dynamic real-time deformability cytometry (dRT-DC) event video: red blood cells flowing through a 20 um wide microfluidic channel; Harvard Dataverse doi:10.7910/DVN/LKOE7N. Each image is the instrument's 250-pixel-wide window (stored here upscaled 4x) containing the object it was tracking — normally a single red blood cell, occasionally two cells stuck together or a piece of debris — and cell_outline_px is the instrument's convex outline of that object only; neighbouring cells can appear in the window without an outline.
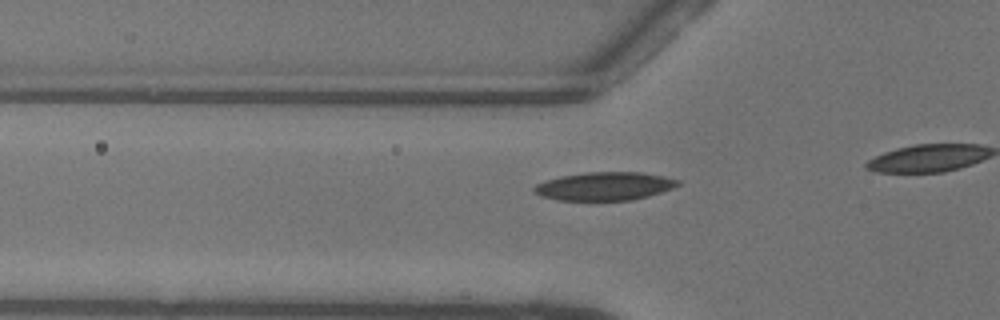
{"species": "common noctule bat (a hibernating species)", "species_latin": "Nyctalus noctula", "temperature_condition": "warm", "stored_images_in_passage": 7, "camera_frame_rate_fps": 3000, "um_per_image_px": 0.085, "animal": {"sex": "female"}, "frame": {"image": 1, "passage_image": 2, "time_ms": 0.333, "image_size_px": [1000, 320], "cell_outline_px": [[680, 184], [672, 188], [648, 196], [632, 200], [556, 200], [540, 196], [532, 192], [532, 188], [536, 184], [560, 176], [588, 172], [640, 172], [664, 176], [680, 180]], "centroid_in_image_um": [51.36, 15.83], "position_along_channel_um": 74.4, "area_um2": 23.7}}
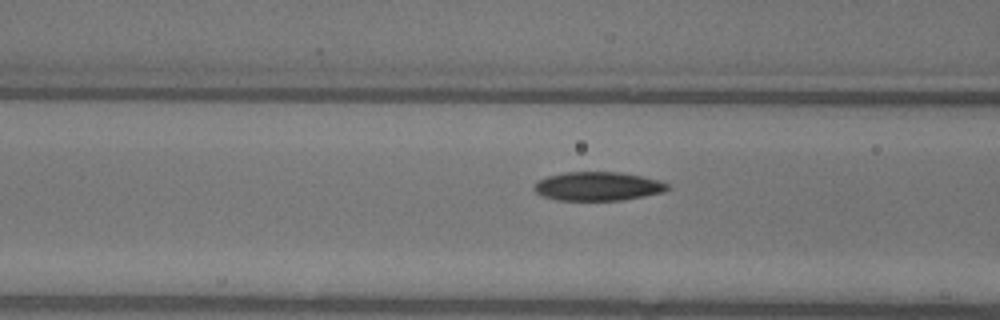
{"frame": {"image": 2, "passage_image": 5, "time_ms": 1.333, "image_size_px": [1000, 320], "cell_outline_px": [[672, 188], [664, 192], [624, 200], [556, 200], [544, 196], [536, 192], [532, 188], [536, 180], [548, 176], [564, 172], [620, 172], [660, 180], [668, 184]], "centroid_in_image_um": [50.82, 15.83], "position_along_channel_um": 115.8, "area_um2": 22.54}}